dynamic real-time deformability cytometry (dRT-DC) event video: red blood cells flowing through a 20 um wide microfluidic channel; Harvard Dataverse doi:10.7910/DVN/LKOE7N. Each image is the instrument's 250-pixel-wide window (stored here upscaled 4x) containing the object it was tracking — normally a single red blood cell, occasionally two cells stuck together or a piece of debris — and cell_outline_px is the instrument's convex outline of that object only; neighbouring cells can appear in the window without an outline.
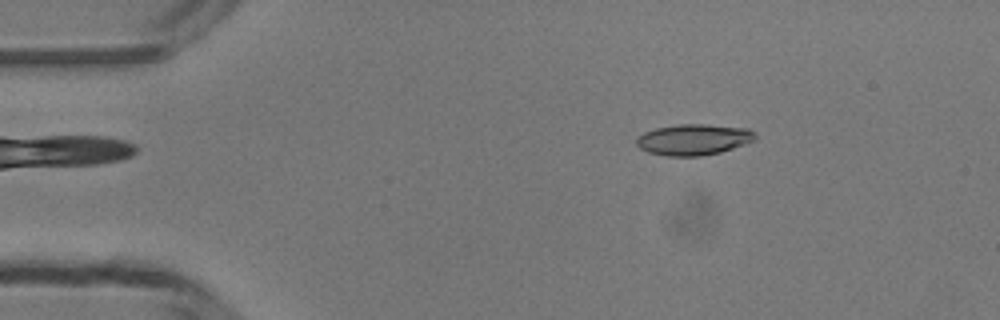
{"species": "common noctule bat (a hibernating species)", "species_latin": "Nyctalus noctula", "temperature_condition": "room temperature", "stored_images_in_passage": 42, "camera_frame_rate_fps": 3000, "um_per_image_px": 0.085, "animal": {"sex": "male", "body_mass_g": 13.3}, "frame": {"image": 1, "passage_image": 1, "time_ms": 0.0, "image_size_px": [1000, 320], "cell_outline_px": [[756, 140], [720, 152], [700, 156], [668, 156], [648, 152], [640, 148], [636, 144], [636, 136], [644, 132], [656, 128], [680, 124], [708, 124], [748, 128], [756, 132]], "centroid_in_image_um": [58.96, 11.85], "position_along_channel_um": 26.0, "area_um2": 21.56}}
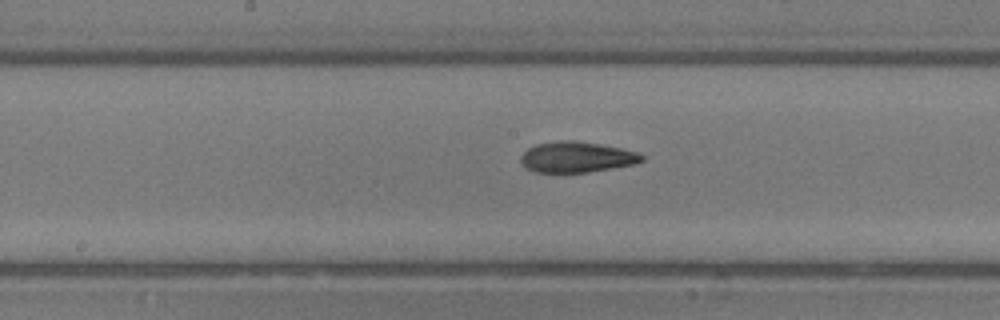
{"frame": {"image": 2, "passage_image": 18, "time_ms": 5.667, "image_size_px": [1000, 320], "cell_outline_px": [[644, 160], [636, 164], [588, 172], [532, 172], [524, 168], [520, 164], [520, 156], [528, 148], [536, 144], [560, 140], [572, 140], [600, 144], [640, 152], [644, 156]], "centroid_in_image_um": [49.0, 13.35], "position_along_channel_um": 199.2, "area_um2": 21.91}}
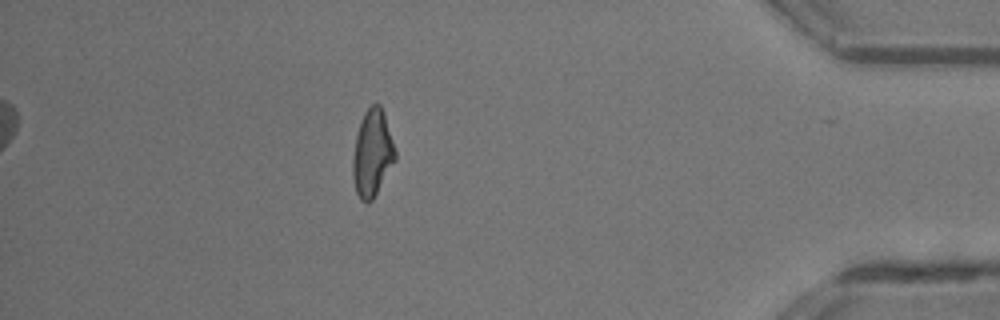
{"frame": {"image": 3, "passage_image": 36, "time_ms": 11.667, "image_size_px": [1000, 320], "cell_outline_px": [[396, 160], [372, 200], [368, 204], [360, 200], [356, 192], [352, 176], [352, 160], [356, 136], [364, 112], [372, 104], [380, 104], [384, 112], [396, 152]], "centroid_in_image_um": [31.64, 13.05], "position_along_channel_um": 403.6, "area_um2": 21.44}, "authors_computed_cell_mechanics": {"area_um2": 21.4149, "velocity_mm_per_s": 4.2006, "shape_relaxation_time_tau1_ms": 4.8666, "shape_relaxation_time_tau2_ms": 2.4355, "deformation_change_tau1": 0.1829, "deformation_change_tau2": 0.0941}}